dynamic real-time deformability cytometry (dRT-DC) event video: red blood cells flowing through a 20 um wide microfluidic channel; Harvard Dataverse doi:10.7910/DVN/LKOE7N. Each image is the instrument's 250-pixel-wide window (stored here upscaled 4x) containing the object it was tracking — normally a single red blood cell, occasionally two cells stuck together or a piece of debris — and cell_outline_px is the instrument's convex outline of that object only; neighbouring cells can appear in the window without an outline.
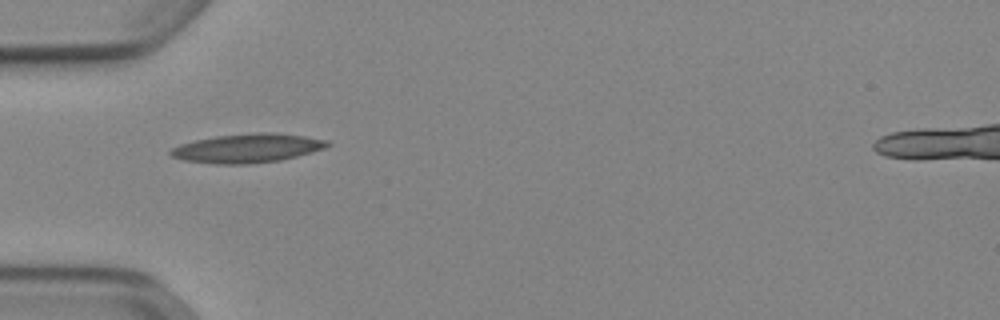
{"species": "Egyptian fruit bat (a non-hibernating species)", "species_latin": "Rousettus aegyptiacus", "temperature_condition": "cold", "stored_images_in_passage": 36, "camera_frame_rate_fps": 3000, "um_per_image_px": 0.085, "animal": {"sex": "female"}, "frame": {"image": 1, "passage_image": 1, "time_ms": 0.0, "image_size_px": [1000, 320], "cell_outline_px": [[332, 144], [324, 148], [312, 152], [280, 160], [248, 164], [216, 164], [184, 160], [172, 156], [168, 152], [172, 148], [180, 144], [196, 140], [216, 136], [256, 132], [276, 132], [304, 136], [328, 140]], "centroid_in_image_um": [21.05, 12.59], "position_along_channel_um": 64.0, "area_um2": 26.41}}
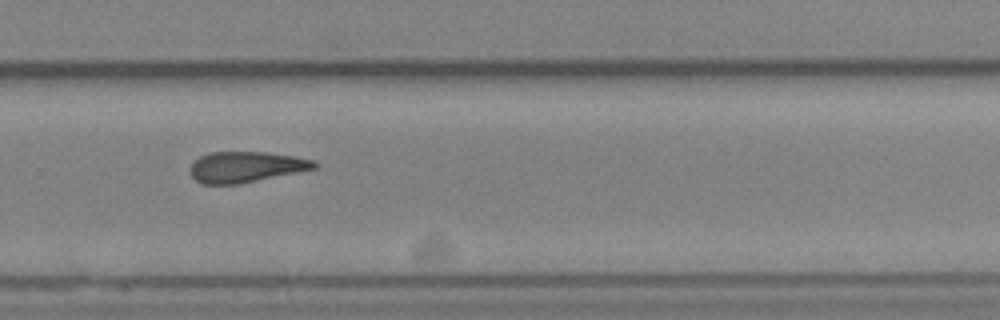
{"frame": {"image": 2, "passage_image": 20, "time_ms": 6.333, "image_size_px": [1000, 320], "cell_outline_px": [[316, 168], [236, 184], [200, 184], [188, 172], [188, 168], [200, 156], [208, 152], [268, 152], [292, 156], [312, 160], [316, 164]], "centroid_in_image_um": [20.81, 14.18], "position_along_channel_um": 309.0, "area_um2": 21.96}}
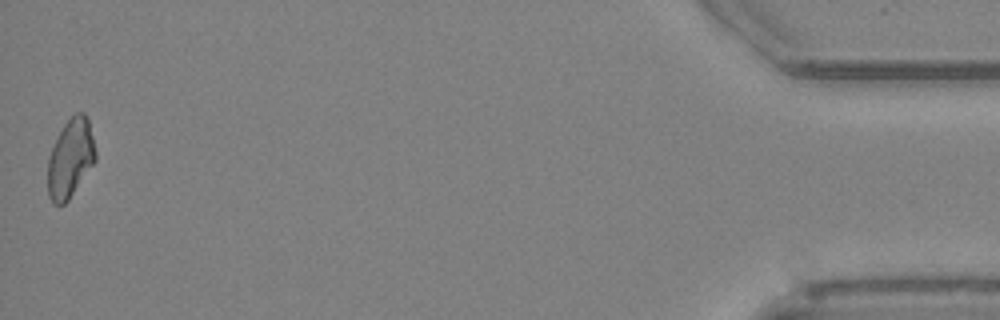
{"frame": {"image": 3, "passage_image": 36, "time_ms": 11.667, "image_size_px": [1000, 320], "cell_outline_px": [[96, 160], [68, 200], [64, 204], [52, 204], [48, 196], [48, 156], [64, 124], [76, 112], [84, 112], [88, 120], [96, 152]], "centroid_in_image_um": [5.98, 13.47], "position_along_channel_um": 429.2, "area_um2": 21.62}, "authors_computed_cell_mechanics": {"area_um2": 22.6576, "velocity_mm_per_s": 3.9179, "shape_relaxation_time_tau1_ms": null, "shape_relaxation_time_tau2_ms": 8.5911, "deformation_change_tau1": null, "deformation_change_tau2": 0.2079}}